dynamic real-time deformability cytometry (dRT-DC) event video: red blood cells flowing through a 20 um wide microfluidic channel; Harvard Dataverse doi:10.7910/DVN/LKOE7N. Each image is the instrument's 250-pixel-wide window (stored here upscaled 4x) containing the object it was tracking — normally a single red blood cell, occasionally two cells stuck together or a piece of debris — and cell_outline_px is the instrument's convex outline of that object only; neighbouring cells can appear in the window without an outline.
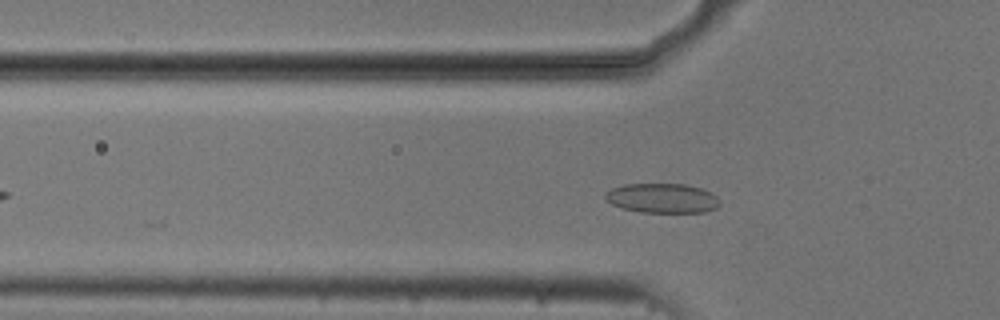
{"species": "common noctule bat (a hibernating species)", "species_latin": "Nyctalus noctula", "temperature_condition": "cold", "stored_images_in_passage": 41, "camera_frame_rate_fps": 3000, "um_per_image_px": 0.085, "animal": {"sex": "male", "body_mass_g": 20.5, "forearm_length_mm": 52.5}, "frame": {"image": 1, "passage_image": 15, "time_ms": 4.667, "image_size_px": [1000, 320], "cell_outline_px": [[720, 204], [716, 208], [704, 212], [640, 212], [620, 208], [604, 200], [604, 192], [612, 188], [624, 184], [684, 184], [700, 188], [716, 196], [720, 200]], "centroid_in_image_um": [56.24, 16.85], "position_along_channel_um": 69.6, "area_um2": 19.83}}
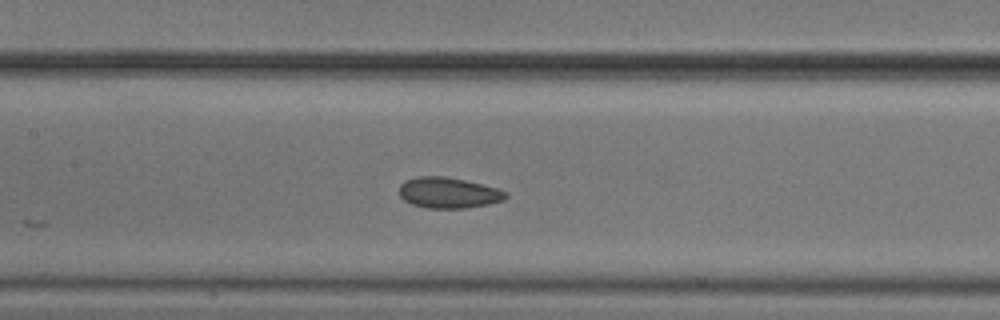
{"frame": {"image": 2, "passage_image": 23, "time_ms": 7.333, "image_size_px": [1000, 320], "cell_outline_px": [[508, 196], [500, 200], [488, 204], [464, 208], [428, 208], [412, 204], [404, 200], [400, 196], [400, 184], [404, 180], [416, 176], [444, 176], [464, 180], [496, 188], [508, 192]], "centroid_in_image_um": [38.07, 16.38], "position_along_channel_um": 169.3, "area_um2": 18.96}}
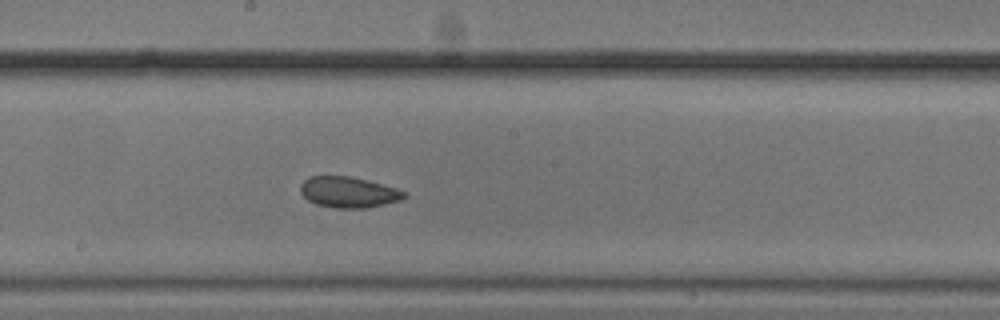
{"frame": {"image": 3, "passage_image": 27, "time_ms": 8.667, "image_size_px": [1000, 320], "cell_outline_px": [[408, 196], [400, 200], [368, 208], [336, 208], [316, 204], [308, 200], [300, 192], [300, 184], [308, 176], [348, 176], [368, 180], [396, 188], [408, 192]], "centroid_in_image_um": [29.63, 16.33], "position_along_channel_um": 218.6, "area_um2": 18.79}}